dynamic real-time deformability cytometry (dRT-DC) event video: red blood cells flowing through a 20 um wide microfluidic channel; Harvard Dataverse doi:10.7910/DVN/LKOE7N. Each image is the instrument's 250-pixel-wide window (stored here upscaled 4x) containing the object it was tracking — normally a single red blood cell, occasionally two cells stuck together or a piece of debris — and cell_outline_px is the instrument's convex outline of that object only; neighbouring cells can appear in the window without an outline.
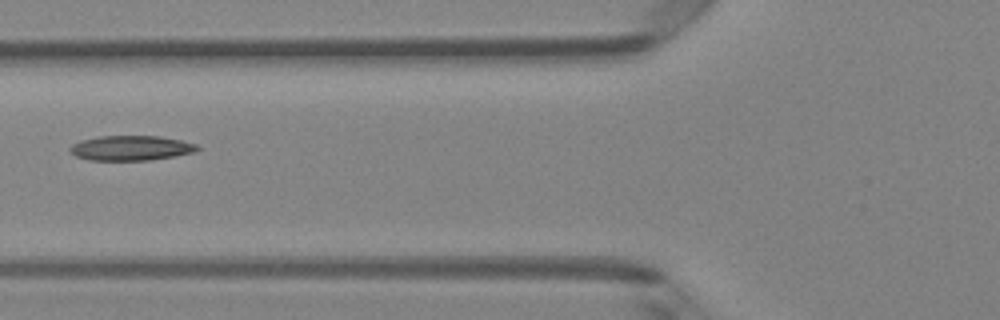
{"species": "Egyptian fruit bat (a non-hibernating species)", "species_latin": "Rousettus aegyptiacus", "temperature_condition": "room temperature", "stored_images_in_passage": 3, "camera_frame_rate_fps": 3000, "um_per_image_px": 0.085, "animal": {"sex": "female"}, "frame": {"image": 1, "passage_image": 3, "time_ms": 0.667, "image_size_px": [1000, 320], "cell_outline_px": [[200, 148], [196, 152], [176, 156], [148, 160], [88, 160], [76, 156], [68, 152], [68, 148], [72, 144], [80, 140], [100, 136], [160, 136], [180, 140], [196, 144]], "centroid_in_image_um": [11.11, 12.58], "position_along_channel_um": 114.7, "area_um2": 18.61}}